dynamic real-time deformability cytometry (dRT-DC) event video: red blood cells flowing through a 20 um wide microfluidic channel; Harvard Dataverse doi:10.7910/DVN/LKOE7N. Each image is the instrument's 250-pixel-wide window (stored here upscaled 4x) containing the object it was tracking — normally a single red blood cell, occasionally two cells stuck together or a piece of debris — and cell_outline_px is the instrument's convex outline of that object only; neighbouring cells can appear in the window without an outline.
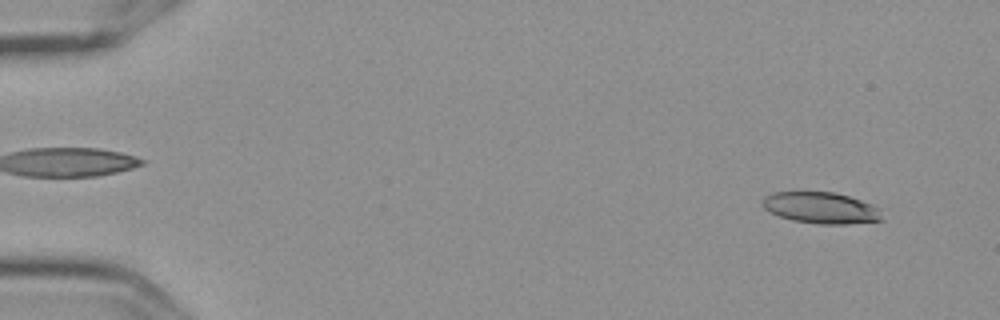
{"species": "Egyptian fruit bat (a non-hibernating species)", "species_latin": "Rousettus aegyptiacus", "temperature_condition": "cold", "stored_images_in_passage": 5, "camera_frame_rate_fps": 3000, "um_per_image_px": 0.085, "frame": {"image": 1, "passage_image": 1, "time_ms": 0.0, "image_size_px": [1000, 320], "cell_outline_px": [[884, 220], [848, 224], [820, 224], [792, 220], [780, 216], [764, 208], [760, 204], [764, 196], [772, 192], [836, 192], [860, 200], [880, 208]], "centroid_in_image_um": [69.79, 17.67], "position_along_channel_um": 15.2, "area_um2": 21.91}}
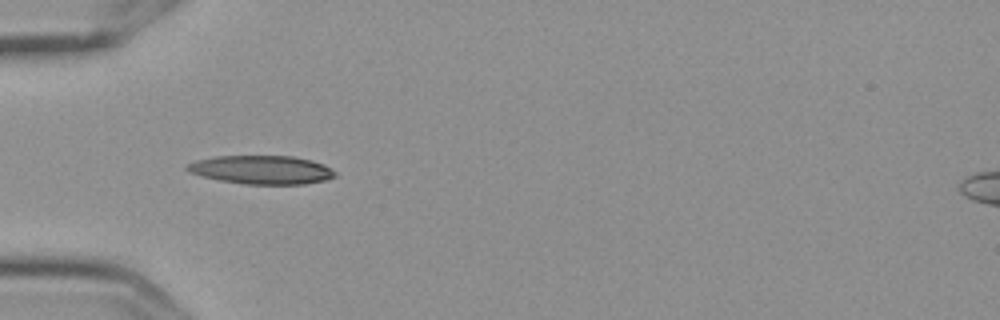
{"frame": {"image": 2, "passage_image": 5, "time_ms": 1.333, "image_size_px": [1000, 320], "cell_outline_px": [[336, 176], [324, 180], [304, 184], [244, 184], [220, 180], [188, 172], [184, 168], [184, 164], [196, 160], [216, 156], [292, 156], [312, 160], [324, 164], [332, 168], [336, 172]], "centroid_in_image_um": [22.23, 14.42], "position_along_channel_um": 62.8, "area_um2": 24.74}}